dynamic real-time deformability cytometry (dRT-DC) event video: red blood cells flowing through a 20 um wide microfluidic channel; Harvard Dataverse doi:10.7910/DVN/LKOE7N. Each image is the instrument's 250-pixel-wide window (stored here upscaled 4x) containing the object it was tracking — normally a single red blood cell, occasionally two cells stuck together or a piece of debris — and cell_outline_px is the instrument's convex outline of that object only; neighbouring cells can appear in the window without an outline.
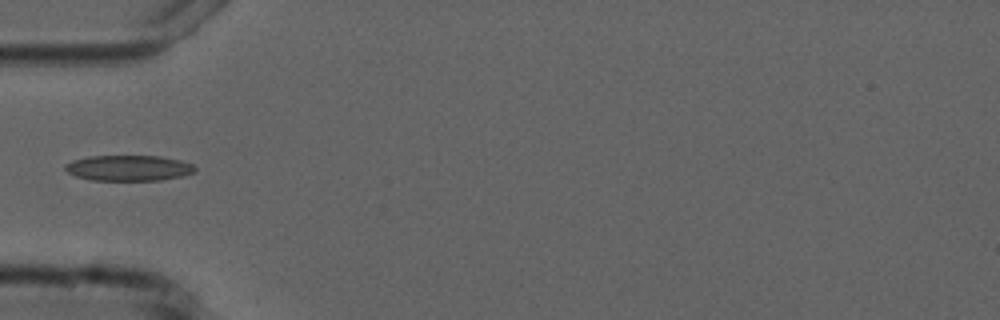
{"species": "common noctule bat (a hibernating species)", "species_latin": "Nyctalus noctula", "temperature_condition": "cold", "stored_images_in_passage": 5, "camera_frame_rate_fps": 3000, "um_per_image_px": 0.085, "animal": {"sex": "male", "forearm_length_mm": 52.5}, "frame": {"image": 1, "passage_image": 5, "time_ms": 6.0, "image_size_px": [1000, 320], "cell_outline_px": [[196, 172], [184, 176], [160, 180], [92, 180], [76, 176], [68, 172], [64, 168], [64, 164], [72, 160], [88, 156], [160, 156], [180, 160], [192, 164], [196, 168]], "centroid_in_image_um": [10.94, 14.28], "position_along_channel_um": 74.1, "area_um2": 19.48}}